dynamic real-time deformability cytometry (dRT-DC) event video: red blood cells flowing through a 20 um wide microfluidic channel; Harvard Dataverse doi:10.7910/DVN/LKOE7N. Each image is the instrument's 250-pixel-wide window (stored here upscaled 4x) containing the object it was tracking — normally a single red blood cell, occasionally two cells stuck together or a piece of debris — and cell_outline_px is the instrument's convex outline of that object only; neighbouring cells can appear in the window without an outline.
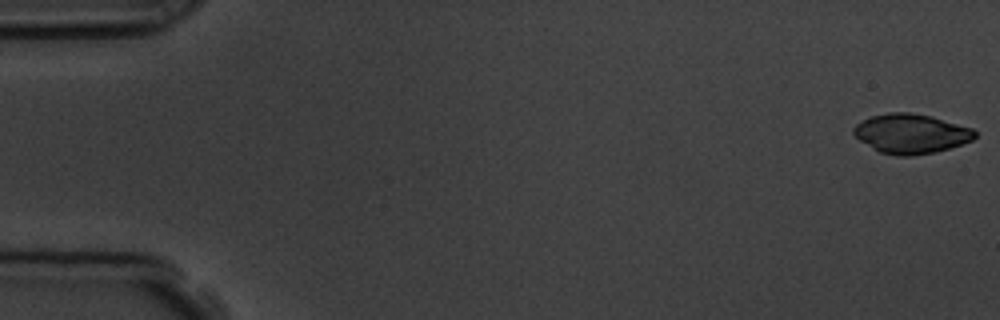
{"species": "common noctule bat (a hibernating species)", "species_latin": "Nyctalus noctula", "temperature_condition": "room temperature", "stored_images_in_passage": 16, "camera_frame_rate_fps": 3000, "um_per_image_px": 0.085, "animal": {"sex": "male", "body_mass_g": 19.5, "forearm_length_mm": 54.6}, "frame": {"image": 1, "passage_image": 1, "time_ms": 0.0, "image_size_px": [1000, 320], "cell_outline_px": [[976, 136], [972, 140], [936, 152], [912, 156], [896, 156], [880, 152], [860, 140], [852, 132], [852, 128], [856, 124], [872, 116], [888, 112], [908, 112], [932, 116], [972, 128], [976, 132]], "centroid_in_image_um": [77.43, 11.36], "position_along_channel_um": 7.6, "area_um2": 27.8}}
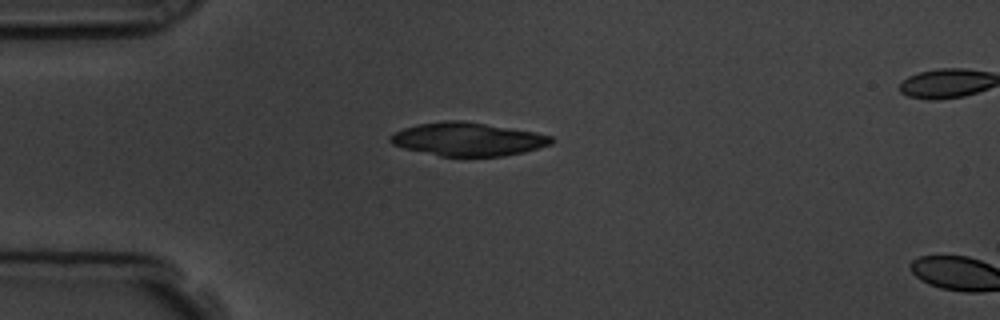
{"frame": {"image": 2, "passage_image": 14, "time_ms": 4.333, "image_size_px": [1000, 320], "cell_outline_px": [[556, 140], [552, 144], [524, 152], [504, 156], [440, 156], [404, 148], [392, 144], [388, 140], [396, 132], [404, 128], [420, 124], [444, 120], [464, 120], [532, 132], [552, 136]], "centroid_in_image_um": [39.78, 11.83], "position_along_channel_um": 45.2, "area_um2": 31.04}}